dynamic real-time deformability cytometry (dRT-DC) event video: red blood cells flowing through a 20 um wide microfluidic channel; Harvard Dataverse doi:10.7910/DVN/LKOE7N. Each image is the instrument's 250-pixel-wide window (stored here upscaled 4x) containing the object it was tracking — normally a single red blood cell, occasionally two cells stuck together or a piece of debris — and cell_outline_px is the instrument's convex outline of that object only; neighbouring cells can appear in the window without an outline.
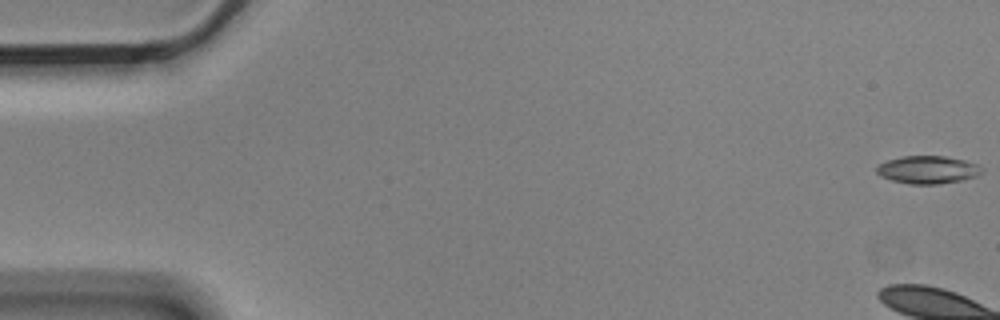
{"species": "Egyptian fruit bat (a non-hibernating species)", "species_latin": "Rousettus aegyptiacus", "temperature_condition": "cold", "stored_images_in_passage": 7, "camera_frame_rate_fps": 3000, "um_per_image_px": 0.085, "animal": {"sex": "male"}, "frame": {"image": 1, "passage_image": 1, "time_ms": 0.0, "image_size_px": [1000, 320], "cell_outline_px": [[984, 172], [976, 176], [964, 180], [940, 184], [908, 184], [892, 180], [880, 176], [876, 172], [876, 164], [900, 156], [944, 156], [964, 160], [976, 164], [984, 168]], "centroid_in_image_um": [78.86, 14.43], "position_along_channel_um": 6.1, "area_um2": 17.28}}